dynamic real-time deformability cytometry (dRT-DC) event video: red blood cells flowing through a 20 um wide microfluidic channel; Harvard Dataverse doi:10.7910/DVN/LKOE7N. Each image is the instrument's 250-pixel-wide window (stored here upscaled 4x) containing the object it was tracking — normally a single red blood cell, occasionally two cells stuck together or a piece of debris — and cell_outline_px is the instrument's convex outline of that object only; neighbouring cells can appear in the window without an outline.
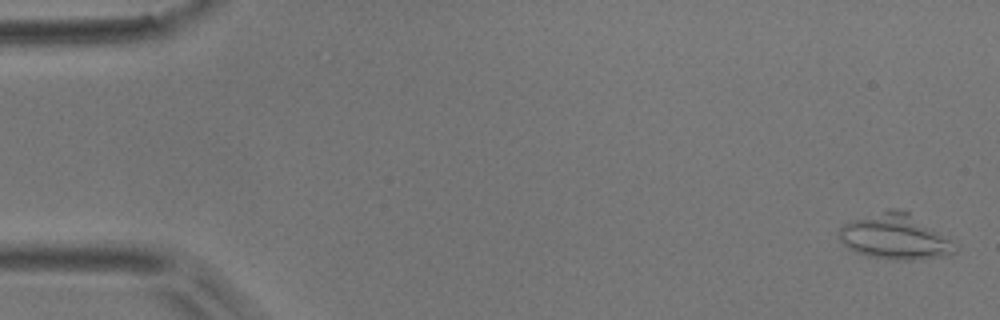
{"species": "common noctule bat (a hibernating species)", "species_latin": "Nyctalus noctula", "temperature_condition": "room temperature", "stored_images_in_passage": 5, "camera_frame_rate_fps": 3000, "um_per_image_px": 0.085, "animal": {"sex": "male", "body_mass_g": 17.9}, "frame": {"image": 1, "passage_image": 1, "time_ms": 0.0, "image_size_px": [1000, 320], "cell_outline_px": [[956, 252], [952, 256], [912, 260], [892, 260], [868, 256], [856, 252], [848, 248], [840, 240], [840, 228], [844, 224], [852, 220], [884, 208], [896, 208], [908, 212], [948, 240]], "centroid_in_image_um": [76.01, 20.13], "position_along_channel_um": 9.0, "area_um2": 30.17}}